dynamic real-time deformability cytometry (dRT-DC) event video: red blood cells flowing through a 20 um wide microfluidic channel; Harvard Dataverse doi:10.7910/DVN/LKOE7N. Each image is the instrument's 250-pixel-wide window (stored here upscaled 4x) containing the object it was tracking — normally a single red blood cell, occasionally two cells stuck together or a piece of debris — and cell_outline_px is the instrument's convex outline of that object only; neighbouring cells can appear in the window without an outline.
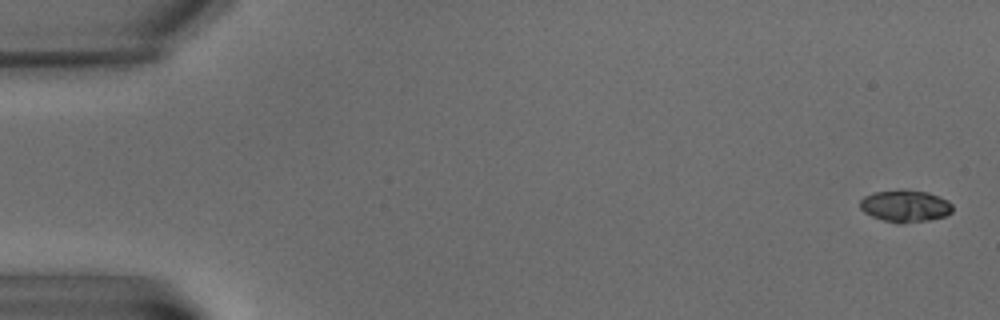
{"species": "common noctule bat (a hibernating species)", "species_latin": "Nyctalus noctula", "temperature_condition": "warm", "stored_images_in_passage": 6, "camera_frame_rate_fps": 3000, "um_per_image_px": 0.085, "animal": {"sex": "male", "body_mass_g": 15.6}, "frame": {"image": 1, "passage_image": 1, "time_ms": 0.0, "image_size_px": [1000, 320], "cell_outline_px": [[952, 212], [944, 216], [928, 220], [900, 224], [884, 220], [872, 216], [864, 212], [860, 208], [860, 200], [864, 196], [872, 192], [928, 192], [940, 196], [948, 200], [952, 204]], "centroid_in_image_um": [76.95, 17.54], "position_along_channel_um": 8.0, "area_um2": 16.76}}
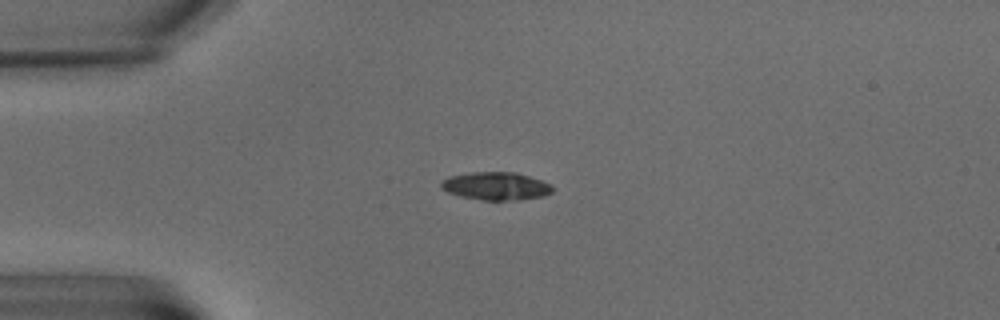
{"frame": {"image": 2, "passage_image": 5, "time_ms": 5.667, "image_size_px": [1000, 320], "cell_outline_px": [[556, 188], [552, 192], [544, 196], [520, 200], [484, 200], [460, 196], [448, 192], [440, 188], [440, 180], [448, 176], [472, 172], [516, 172], [552, 184]], "centroid_in_image_um": [42.16, 15.81], "position_along_channel_um": 42.8, "area_um2": 18.38}}